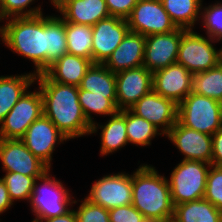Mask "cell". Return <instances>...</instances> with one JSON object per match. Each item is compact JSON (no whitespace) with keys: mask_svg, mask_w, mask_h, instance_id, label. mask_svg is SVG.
I'll list each match as a JSON object with an SVG mask.
<instances>
[{"mask_svg":"<svg viewBox=\"0 0 222 222\" xmlns=\"http://www.w3.org/2000/svg\"><path fill=\"white\" fill-rule=\"evenodd\" d=\"M13 17L1 25L3 44L34 64L35 75L47 70L48 15Z\"/></svg>","mask_w":222,"mask_h":222,"instance_id":"2","label":"cell"},{"mask_svg":"<svg viewBox=\"0 0 222 222\" xmlns=\"http://www.w3.org/2000/svg\"><path fill=\"white\" fill-rule=\"evenodd\" d=\"M0 41H2V43H3V33H2V29H1V27H0Z\"/></svg>","mask_w":222,"mask_h":222,"instance_id":"43","label":"cell"},{"mask_svg":"<svg viewBox=\"0 0 222 222\" xmlns=\"http://www.w3.org/2000/svg\"><path fill=\"white\" fill-rule=\"evenodd\" d=\"M38 222H77V217L72 208L66 214H63L57 217H52L49 219H44L43 221H38Z\"/></svg>","mask_w":222,"mask_h":222,"instance_id":"41","label":"cell"},{"mask_svg":"<svg viewBox=\"0 0 222 222\" xmlns=\"http://www.w3.org/2000/svg\"><path fill=\"white\" fill-rule=\"evenodd\" d=\"M191 92L222 103V61L207 71L193 74Z\"/></svg>","mask_w":222,"mask_h":222,"instance_id":"28","label":"cell"},{"mask_svg":"<svg viewBox=\"0 0 222 222\" xmlns=\"http://www.w3.org/2000/svg\"><path fill=\"white\" fill-rule=\"evenodd\" d=\"M127 22L131 32L143 36L169 33L177 29L161 0H138Z\"/></svg>","mask_w":222,"mask_h":222,"instance_id":"10","label":"cell"},{"mask_svg":"<svg viewBox=\"0 0 222 222\" xmlns=\"http://www.w3.org/2000/svg\"><path fill=\"white\" fill-rule=\"evenodd\" d=\"M130 31L127 19L109 16L92 26V61L104 64Z\"/></svg>","mask_w":222,"mask_h":222,"instance_id":"13","label":"cell"},{"mask_svg":"<svg viewBox=\"0 0 222 222\" xmlns=\"http://www.w3.org/2000/svg\"><path fill=\"white\" fill-rule=\"evenodd\" d=\"M177 120L183 126L212 136L222 127L221 102L191 92L178 104Z\"/></svg>","mask_w":222,"mask_h":222,"instance_id":"6","label":"cell"},{"mask_svg":"<svg viewBox=\"0 0 222 222\" xmlns=\"http://www.w3.org/2000/svg\"><path fill=\"white\" fill-rule=\"evenodd\" d=\"M201 20L205 34L222 41V2L216 1L208 6L202 5Z\"/></svg>","mask_w":222,"mask_h":222,"instance_id":"34","label":"cell"},{"mask_svg":"<svg viewBox=\"0 0 222 222\" xmlns=\"http://www.w3.org/2000/svg\"><path fill=\"white\" fill-rule=\"evenodd\" d=\"M222 212L204 198L174 205L171 222H221Z\"/></svg>","mask_w":222,"mask_h":222,"instance_id":"26","label":"cell"},{"mask_svg":"<svg viewBox=\"0 0 222 222\" xmlns=\"http://www.w3.org/2000/svg\"><path fill=\"white\" fill-rule=\"evenodd\" d=\"M146 36L129 31L104 65L113 73L143 66Z\"/></svg>","mask_w":222,"mask_h":222,"instance_id":"19","label":"cell"},{"mask_svg":"<svg viewBox=\"0 0 222 222\" xmlns=\"http://www.w3.org/2000/svg\"><path fill=\"white\" fill-rule=\"evenodd\" d=\"M161 2L177 28L195 30V24L200 23L203 0H161Z\"/></svg>","mask_w":222,"mask_h":222,"instance_id":"24","label":"cell"},{"mask_svg":"<svg viewBox=\"0 0 222 222\" xmlns=\"http://www.w3.org/2000/svg\"><path fill=\"white\" fill-rule=\"evenodd\" d=\"M34 1L36 0H0V22L4 23L5 19L13 17H31L44 14L41 5L31 7Z\"/></svg>","mask_w":222,"mask_h":222,"instance_id":"33","label":"cell"},{"mask_svg":"<svg viewBox=\"0 0 222 222\" xmlns=\"http://www.w3.org/2000/svg\"><path fill=\"white\" fill-rule=\"evenodd\" d=\"M129 110L152 123L163 136L177 122L178 105L173 100L157 94L153 89L142 96Z\"/></svg>","mask_w":222,"mask_h":222,"instance_id":"14","label":"cell"},{"mask_svg":"<svg viewBox=\"0 0 222 222\" xmlns=\"http://www.w3.org/2000/svg\"><path fill=\"white\" fill-rule=\"evenodd\" d=\"M132 205L149 222H171L174 205L169 182L153 165L141 164L132 173Z\"/></svg>","mask_w":222,"mask_h":222,"instance_id":"3","label":"cell"},{"mask_svg":"<svg viewBox=\"0 0 222 222\" xmlns=\"http://www.w3.org/2000/svg\"><path fill=\"white\" fill-rule=\"evenodd\" d=\"M110 222H149L132 204L109 210Z\"/></svg>","mask_w":222,"mask_h":222,"instance_id":"37","label":"cell"},{"mask_svg":"<svg viewBox=\"0 0 222 222\" xmlns=\"http://www.w3.org/2000/svg\"><path fill=\"white\" fill-rule=\"evenodd\" d=\"M115 76L119 111L131 108L142 96L153 89L152 72L144 66L120 71Z\"/></svg>","mask_w":222,"mask_h":222,"instance_id":"17","label":"cell"},{"mask_svg":"<svg viewBox=\"0 0 222 222\" xmlns=\"http://www.w3.org/2000/svg\"><path fill=\"white\" fill-rule=\"evenodd\" d=\"M90 188L85 198L105 209L132 204V173L124 171L104 175L94 181Z\"/></svg>","mask_w":222,"mask_h":222,"instance_id":"9","label":"cell"},{"mask_svg":"<svg viewBox=\"0 0 222 222\" xmlns=\"http://www.w3.org/2000/svg\"><path fill=\"white\" fill-rule=\"evenodd\" d=\"M64 1H67V0H52L51 5H53V7L57 9Z\"/></svg>","mask_w":222,"mask_h":222,"instance_id":"42","label":"cell"},{"mask_svg":"<svg viewBox=\"0 0 222 222\" xmlns=\"http://www.w3.org/2000/svg\"><path fill=\"white\" fill-rule=\"evenodd\" d=\"M193 74L183 65L172 64L152 73L153 90L177 105L192 91Z\"/></svg>","mask_w":222,"mask_h":222,"instance_id":"18","label":"cell"},{"mask_svg":"<svg viewBox=\"0 0 222 222\" xmlns=\"http://www.w3.org/2000/svg\"><path fill=\"white\" fill-rule=\"evenodd\" d=\"M67 53L65 21L60 15H49L47 69Z\"/></svg>","mask_w":222,"mask_h":222,"instance_id":"31","label":"cell"},{"mask_svg":"<svg viewBox=\"0 0 222 222\" xmlns=\"http://www.w3.org/2000/svg\"><path fill=\"white\" fill-rule=\"evenodd\" d=\"M185 29L146 36L143 66L150 72L175 64L178 58L179 44Z\"/></svg>","mask_w":222,"mask_h":222,"instance_id":"15","label":"cell"},{"mask_svg":"<svg viewBox=\"0 0 222 222\" xmlns=\"http://www.w3.org/2000/svg\"><path fill=\"white\" fill-rule=\"evenodd\" d=\"M43 114L41 91L38 87L33 92L28 89L0 123V139H21Z\"/></svg>","mask_w":222,"mask_h":222,"instance_id":"8","label":"cell"},{"mask_svg":"<svg viewBox=\"0 0 222 222\" xmlns=\"http://www.w3.org/2000/svg\"><path fill=\"white\" fill-rule=\"evenodd\" d=\"M204 199L222 212V166H210Z\"/></svg>","mask_w":222,"mask_h":222,"instance_id":"36","label":"cell"},{"mask_svg":"<svg viewBox=\"0 0 222 222\" xmlns=\"http://www.w3.org/2000/svg\"><path fill=\"white\" fill-rule=\"evenodd\" d=\"M20 140L50 169L57 145L69 141L44 114L27 128Z\"/></svg>","mask_w":222,"mask_h":222,"instance_id":"11","label":"cell"},{"mask_svg":"<svg viewBox=\"0 0 222 222\" xmlns=\"http://www.w3.org/2000/svg\"><path fill=\"white\" fill-rule=\"evenodd\" d=\"M92 64V60L67 53L51 65L44 73L52 81L78 87Z\"/></svg>","mask_w":222,"mask_h":222,"instance_id":"22","label":"cell"},{"mask_svg":"<svg viewBox=\"0 0 222 222\" xmlns=\"http://www.w3.org/2000/svg\"><path fill=\"white\" fill-rule=\"evenodd\" d=\"M81 204L74 209L77 217V222H110L109 210L100 205L91 203L86 198L81 200H75L73 204Z\"/></svg>","mask_w":222,"mask_h":222,"instance_id":"35","label":"cell"},{"mask_svg":"<svg viewBox=\"0 0 222 222\" xmlns=\"http://www.w3.org/2000/svg\"><path fill=\"white\" fill-rule=\"evenodd\" d=\"M219 42L195 30H186L181 36L176 63L192 74L207 71L222 61L221 48L215 47V43Z\"/></svg>","mask_w":222,"mask_h":222,"instance_id":"7","label":"cell"},{"mask_svg":"<svg viewBox=\"0 0 222 222\" xmlns=\"http://www.w3.org/2000/svg\"><path fill=\"white\" fill-rule=\"evenodd\" d=\"M126 131L128 143L140 147L150 146L156 136H163L152 123L135 115L129 109H126Z\"/></svg>","mask_w":222,"mask_h":222,"instance_id":"29","label":"cell"},{"mask_svg":"<svg viewBox=\"0 0 222 222\" xmlns=\"http://www.w3.org/2000/svg\"><path fill=\"white\" fill-rule=\"evenodd\" d=\"M5 185L9 196L13 203L26 200L30 202L34 185L36 182L35 177L25 176L21 173L5 172V175L1 178Z\"/></svg>","mask_w":222,"mask_h":222,"instance_id":"32","label":"cell"},{"mask_svg":"<svg viewBox=\"0 0 222 222\" xmlns=\"http://www.w3.org/2000/svg\"><path fill=\"white\" fill-rule=\"evenodd\" d=\"M78 89L92 92V95L116 98V76L104 64L93 63L81 80Z\"/></svg>","mask_w":222,"mask_h":222,"instance_id":"25","label":"cell"},{"mask_svg":"<svg viewBox=\"0 0 222 222\" xmlns=\"http://www.w3.org/2000/svg\"><path fill=\"white\" fill-rule=\"evenodd\" d=\"M211 164L202 161L181 160L167 178L173 205L204 198Z\"/></svg>","mask_w":222,"mask_h":222,"instance_id":"5","label":"cell"},{"mask_svg":"<svg viewBox=\"0 0 222 222\" xmlns=\"http://www.w3.org/2000/svg\"><path fill=\"white\" fill-rule=\"evenodd\" d=\"M56 10L64 21L87 26L110 16L105 0H67Z\"/></svg>","mask_w":222,"mask_h":222,"instance_id":"20","label":"cell"},{"mask_svg":"<svg viewBox=\"0 0 222 222\" xmlns=\"http://www.w3.org/2000/svg\"><path fill=\"white\" fill-rule=\"evenodd\" d=\"M43 97L44 115L68 140L88 136L91 124L86 119L78 98V87L52 81L45 73L36 75Z\"/></svg>","mask_w":222,"mask_h":222,"instance_id":"1","label":"cell"},{"mask_svg":"<svg viewBox=\"0 0 222 222\" xmlns=\"http://www.w3.org/2000/svg\"><path fill=\"white\" fill-rule=\"evenodd\" d=\"M13 205L14 203L9 196L7 186L0 178V215L12 208L11 206Z\"/></svg>","mask_w":222,"mask_h":222,"instance_id":"40","label":"cell"},{"mask_svg":"<svg viewBox=\"0 0 222 222\" xmlns=\"http://www.w3.org/2000/svg\"><path fill=\"white\" fill-rule=\"evenodd\" d=\"M78 98L84 115L91 125L96 122L93 120L92 114L110 117L119 111L117 109V98L92 95V92L82 89H78Z\"/></svg>","mask_w":222,"mask_h":222,"instance_id":"30","label":"cell"},{"mask_svg":"<svg viewBox=\"0 0 222 222\" xmlns=\"http://www.w3.org/2000/svg\"><path fill=\"white\" fill-rule=\"evenodd\" d=\"M68 54L92 60V26L65 21Z\"/></svg>","mask_w":222,"mask_h":222,"instance_id":"27","label":"cell"},{"mask_svg":"<svg viewBox=\"0 0 222 222\" xmlns=\"http://www.w3.org/2000/svg\"><path fill=\"white\" fill-rule=\"evenodd\" d=\"M99 124L95 122L91 126L90 136L97 134L98 129L101 130V133H99L101 140L99 154L102 157L113 154L129 144L126 131V109L110 116V119L104 124Z\"/></svg>","mask_w":222,"mask_h":222,"instance_id":"21","label":"cell"},{"mask_svg":"<svg viewBox=\"0 0 222 222\" xmlns=\"http://www.w3.org/2000/svg\"><path fill=\"white\" fill-rule=\"evenodd\" d=\"M35 79L36 75L32 71L21 75L0 76V123L23 94L35 84Z\"/></svg>","mask_w":222,"mask_h":222,"instance_id":"23","label":"cell"},{"mask_svg":"<svg viewBox=\"0 0 222 222\" xmlns=\"http://www.w3.org/2000/svg\"><path fill=\"white\" fill-rule=\"evenodd\" d=\"M184 158L211 164L212 136L183 126L178 120L165 135Z\"/></svg>","mask_w":222,"mask_h":222,"instance_id":"16","label":"cell"},{"mask_svg":"<svg viewBox=\"0 0 222 222\" xmlns=\"http://www.w3.org/2000/svg\"><path fill=\"white\" fill-rule=\"evenodd\" d=\"M211 165L222 166V127L212 135Z\"/></svg>","mask_w":222,"mask_h":222,"instance_id":"39","label":"cell"},{"mask_svg":"<svg viewBox=\"0 0 222 222\" xmlns=\"http://www.w3.org/2000/svg\"><path fill=\"white\" fill-rule=\"evenodd\" d=\"M51 170L37 178L35 182L29 202L31 211L35 216L31 222L43 221L66 214L74 207L73 196L60 179L58 180L50 174ZM39 181L41 183H38Z\"/></svg>","mask_w":222,"mask_h":222,"instance_id":"4","label":"cell"},{"mask_svg":"<svg viewBox=\"0 0 222 222\" xmlns=\"http://www.w3.org/2000/svg\"><path fill=\"white\" fill-rule=\"evenodd\" d=\"M138 0H105L110 16L127 19Z\"/></svg>","mask_w":222,"mask_h":222,"instance_id":"38","label":"cell"},{"mask_svg":"<svg viewBox=\"0 0 222 222\" xmlns=\"http://www.w3.org/2000/svg\"><path fill=\"white\" fill-rule=\"evenodd\" d=\"M0 161L3 172L21 173L36 179L50 170L20 139H0Z\"/></svg>","mask_w":222,"mask_h":222,"instance_id":"12","label":"cell"}]
</instances>
